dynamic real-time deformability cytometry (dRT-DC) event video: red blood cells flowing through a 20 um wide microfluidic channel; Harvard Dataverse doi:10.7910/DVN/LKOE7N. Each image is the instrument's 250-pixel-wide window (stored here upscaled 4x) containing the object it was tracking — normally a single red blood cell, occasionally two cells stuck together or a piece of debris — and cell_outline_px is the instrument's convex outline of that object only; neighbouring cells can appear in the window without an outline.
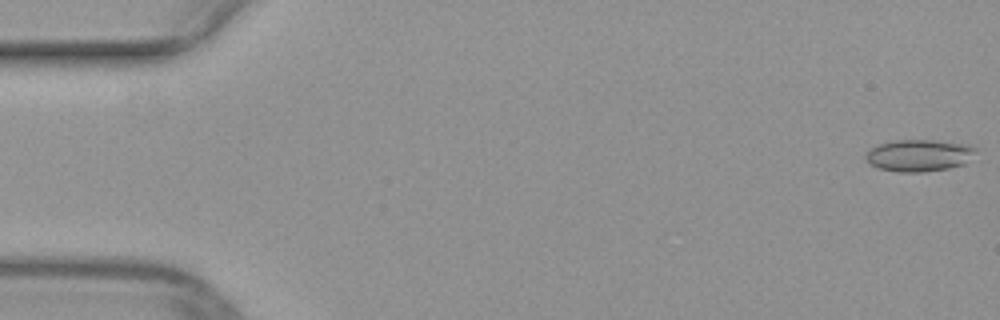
{"species": "common noctule bat (a hibernating species)", "species_latin": "Nyctalus noctula", "temperature_condition": "warm", "stored_images_in_passage": 51, "camera_frame_rate_fps": 3000, "um_per_image_px": 0.085, "animal": {"sex": "female", "body_mass_g": 29.2, "forearm_length_mm": 56.3}, "frame": {"image": 1, "passage_image": 1, "time_ms": 0.0, "image_size_px": [1000, 320], "cell_outline_px": [[976, 152], [964, 164], [948, 168], [924, 172], [896, 172], [880, 168], [868, 164], [864, 156], [872, 148], [880, 144], [896, 140], [932, 140], [960, 144], [976, 148]], "centroid_in_image_um": [78.07, 13.22], "position_along_channel_um": 6.9, "area_um2": 20.17}}
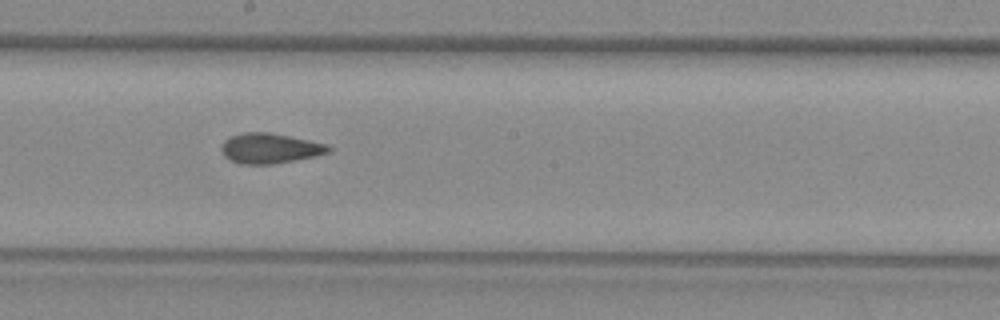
{"frame": {"image": 2, "passage_image": 28, "time_ms": 9.0, "image_size_px": [1000, 320], "cell_outline_px": [[332, 152], [316, 156], [272, 164], [240, 164], [224, 156], [220, 148], [224, 140], [232, 136], [244, 132], [268, 132], [328, 144], [332, 148]], "centroid_in_image_um": [22.96, 12.61], "position_along_channel_um": 225.2, "area_um2": 18.79}}
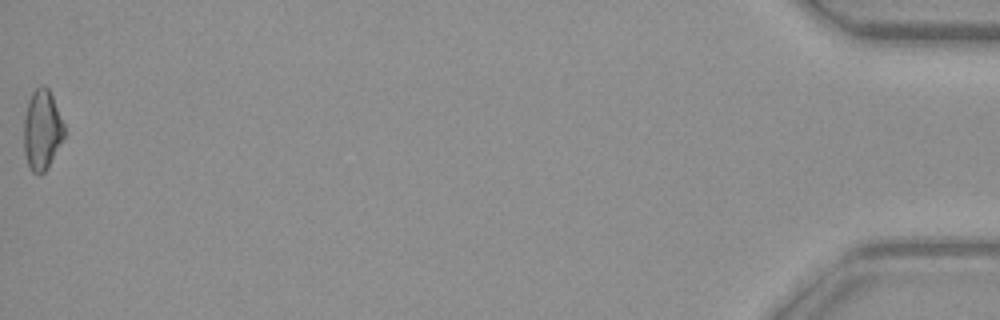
{"frame": {"image": 3, "passage_image": 51, "time_ms": 16.667, "image_size_px": [1000, 320], "cell_outline_px": [[64, 136], [48, 168], [40, 176], [32, 172], [28, 168], [24, 152], [24, 116], [28, 100], [32, 92], [40, 84], [44, 84], [48, 88], [52, 96], [64, 124]], "centroid_in_image_um": [3.55, 11.06], "position_along_channel_um": 431.6, "area_um2": 19.02}}